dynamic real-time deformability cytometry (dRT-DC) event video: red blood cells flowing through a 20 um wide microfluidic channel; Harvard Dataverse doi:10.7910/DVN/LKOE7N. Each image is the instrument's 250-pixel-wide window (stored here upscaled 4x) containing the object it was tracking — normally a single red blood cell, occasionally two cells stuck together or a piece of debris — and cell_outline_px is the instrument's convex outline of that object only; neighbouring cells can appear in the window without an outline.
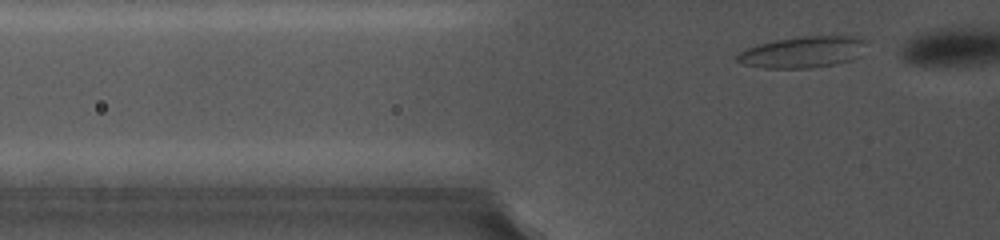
{"species": "common noctule bat (a hibernating species)", "species_latin": "Nyctalus noctula", "temperature_condition": "cold", "stored_images_in_passage": 53, "segment_of_instrument_passage": [1, 2], "camera_frame_rate_fps": 5000, "um_per_image_px": 0.085, "animal": {"sex": "female", "body_mass_g": 19.0, "forearm_length_mm": 56.7}, "frame": {"image": 1, "passage_image": 2, "time_ms": 0.2, "image_size_px": [1000, 240], "cell_outline_px": [[868, 40], [860, 56], [852, 60], [836, 64], [812, 68], [764, 68], [744, 64], [736, 60], [736, 56], [740, 52], [756, 44], [776, 40], [804, 36], [860, 36]], "centroid_in_image_um": [68.3, 4.42], "position_along_channel_um": 57.5, "area_um2": 23.81}}
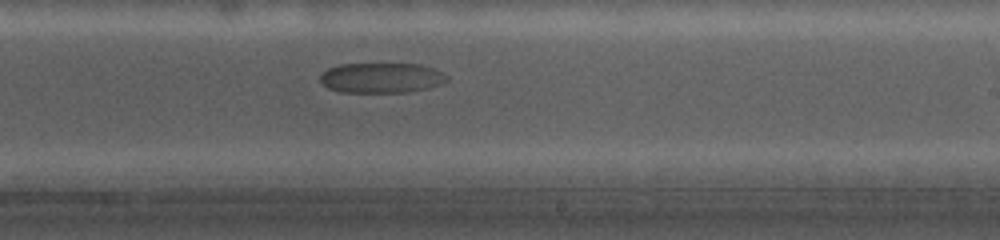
{"frame": {"image": 2, "passage_image": 31, "time_ms": 7.0, "image_size_px": [1000, 240], "cell_outline_px": [[448, 80], [444, 84], [428, 88], [408, 92], [340, 92], [328, 88], [320, 80], [320, 76], [328, 68], [340, 64], [420, 64], [444, 72], [448, 76]], "centroid_in_image_um": [32.47, 6.62], "position_along_channel_um": 256.5, "area_um2": 22.37}}
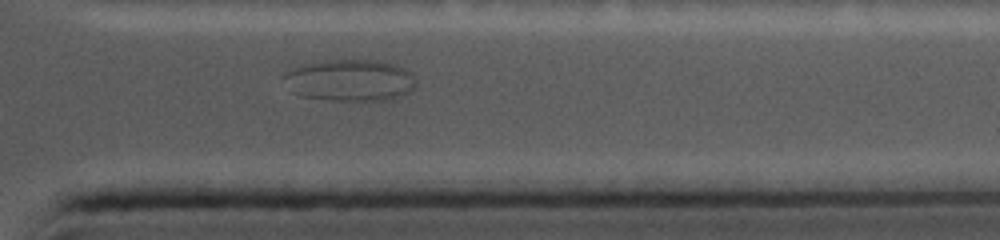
{"frame": {"image": 3, "passage_image": 47, "time_ms": 10.8, "image_size_px": [1000, 240], "cell_outline_px": [[416, 88], [400, 96], [388, 100], [332, 100], [300, 96], [292, 92], [280, 76], [296, 68], [308, 64], [324, 60], [380, 60], [396, 64], [404, 68], [416, 76]], "centroid_in_image_um": [29.79, 6.82], "position_along_channel_um": 381.6, "area_um2": 32.25}}